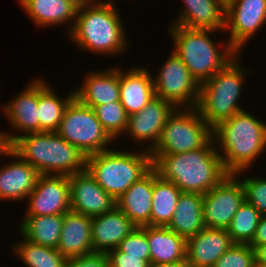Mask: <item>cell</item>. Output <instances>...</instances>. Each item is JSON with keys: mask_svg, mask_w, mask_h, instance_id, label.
<instances>
[{"mask_svg": "<svg viewBox=\"0 0 266 267\" xmlns=\"http://www.w3.org/2000/svg\"><path fill=\"white\" fill-rule=\"evenodd\" d=\"M10 149L41 175L71 176L86 169V155L56 132L20 135Z\"/></svg>", "mask_w": 266, "mask_h": 267, "instance_id": "277c9868", "label": "cell"}, {"mask_svg": "<svg viewBox=\"0 0 266 267\" xmlns=\"http://www.w3.org/2000/svg\"><path fill=\"white\" fill-rule=\"evenodd\" d=\"M168 30L174 40L172 51L183 61L199 84L211 79L238 54L228 42L219 49L210 38L217 32L215 30L178 25L170 26Z\"/></svg>", "mask_w": 266, "mask_h": 267, "instance_id": "5b68a950", "label": "cell"}, {"mask_svg": "<svg viewBox=\"0 0 266 267\" xmlns=\"http://www.w3.org/2000/svg\"><path fill=\"white\" fill-rule=\"evenodd\" d=\"M176 107L159 97L153 98L138 113L128 116L127 133L134 142L147 143L145 150L150 151L158 142L168 116ZM148 148V149H147Z\"/></svg>", "mask_w": 266, "mask_h": 267, "instance_id": "9a60e30c", "label": "cell"}, {"mask_svg": "<svg viewBox=\"0 0 266 267\" xmlns=\"http://www.w3.org/2000/svg\"><path fill=\"white\" fill-rule=\"evenodd\" d=\"M155 76L153 85L156 97L178 108L197 107L200 84L173 51Z\"/></svg>", "mask_w": 266, "mask_h": 267, "instance_id": "30bf717a", "label": "cell"}, {"mask_svg": "<svg viewBox=\"0 0 266 267\" xmlns=\"http://www.w3.org/2000/svg\"><path fill=\"white\" fill-rule=\"evenodd\" d=\"M92 217L69 210L63 214V227L57 250L67 259L93 252Z\"/></svg>", "mask_w": 266, "mask_h": 267, "instance_id": "cb8c5ba5", "label": "cell"}, {"mask_svg": "<svg viewBox=\"0 0 266 267\" xmlns=\"http://www.w3.org/2000/svg\"><path fill=\"white\" fill-rule=\"evenodd\" d=\"M263 244H266V215H263L258 222L255 236L249 245L254 249Z\"/></svg>", "mask_w": 266, "mask_h": 267, "instance_id": "f35d334b", "label": "cell"}, {"mask_svg": "<svg viewBox=\"0 0 266 267\" xmlns=\"http://www.w3.org/2000/svg\"><path fill=\"white\" fill-rule=\"evenodd\" d=\"M238 174H229L203 195L204 224L207 228L227 229L245 201Z\"/></svg>", "mask_w": 266, "mask_h": 267, "instance_id": "8fae6325", "label": "cell"}, {"mask_svg": "<svg viewBox=\"0 0 266 267\" xmlns=\"http://www.w3.org/2000/svg\"><path fill=\"white\" fill-rule=\"evenodd\" d=\"M86 78V79H85ZM81 87L74 89L75 98L83 105H97L120 101L119 67L94 71L84 77Z\"/></svg>", "mask_w": 266, "mask_h": 267, "instance_id": "603a6c76", "label": "cell"}, {"mask_svg": "<svg viewBox=\"0 0 266 267\" xmlns=\"http://www.w3.org/2000/svg\"><path fill=\"white\" fill-rule=\"evenodd\" d=\"M109 259L106 253L92 252L68 259L66 267H108Z\"/></svg>", "mask_w": 266, "mask_h": 267, "instance_id": "74e56055", "label": "cell"}, {"mask_svg": "<svg viewBox=\"0 0 266 267\" xmlns=\"http://www.w3.org/2000/svg\"><path fill=\"white\" fill-rule=\"evenodd\" d=\"M13 246L14 254L28 267H66L68 259L57 248L35 244L22 236Z\"/></svg>", "mask_w": 266, "mask_h": 267, "instance_id": "4dcf8cb0", "label": "cell"}, {"mask_svg": "<svg viewBox=\"0 0 266 267\" xmlns=\"http://www.w3.org/2000/svg\"><path fill=\"white\" fill-rule=\"evenodd\" d=\"M261 217L262 215L250 203L244 201L227 228L233 243L250 244Z\"/></svg>", "mask_w": 266, "mask_h": 267, "instance_id": "1f68e13d", "label": "cell"}, {"mask_svg": "<svg viewBox=\"0 0 266 267\" xmlns=\"http://www.w3.org/2000/svg\"><path fill=\"white\" fill-rule=\"evenodd\" d=\"M181 193L174 183L162 179L154 169L151 226H168Z\"/></svg>", "mask_w": 266, "mask_h": 267, "instance_id": "f546056e", "label": "cell"}, {"mask_svg": "<svg viewBox=\"0 0 266 267\" xmlns=\"http://www.w3.org/2000/svg\"><path fill=\"white\" fill-rule=\"evenodd\" d=\"M47 81L38 78L39 132H56L69 103L75 98L74 91L65 98L57 96Z\"/></svg>", "mask_w": 266, "mask_h": 267, "instance_id": "83f0119b", "label": "cell"}, {"mask_svg": "<svg viewBox=\"0 0 266 267\" xmlns=\"http://www.w3.org/2000/svg\"><path fill=\"white\" fill-rule=\"evenodd\" d=\"M239 55L237 54L211 79L200 84L196 108L212 129L244 110L238 105V99L242 93L247 67L241 66Z\"/></svg>", "mask_w": 266, "mask_h": 267, "instance_id": "52a82bcc", "label": "cell"}, {"mask_svg": "<svg viewBox=\"0 0 266 267\" xmlns=\"http://www.w3.org/2000/svg\"><path fill=\"white\" fill-rule=\"evenodd\" d=\"M151 168V154L145 149L140 152L108 149L86 157L88 172L116 201Z\"/></svg>", "mask_w": 266, "mask_h": 267, "instance_id": "8992f818", "label": "cell"}, {"mask_svg": "<svg viewBox=\"0 0 266 267\" xmlns=\"http://www.w3.org/2000/svg\"><path fill=\"white\" fill-rule=\"evenodd\" d=\"M186 240L205 228L203 214V195L182 192L172 220L167 226Z\"/></svg>", "mask_w": 266, "mask_h": 267, "instance_id": "4316f807", "label": "cell"}, {"mask_svg": "<svg viewBox=\"0 0 266 267\" xmlns=\"http://www.w3.org/2000/svg\"><path fill=\"white\" fill-rule=\"evenodd\" d=\"M10 148V145L8 144L5 132L0 131V157L3 156V154Z\"/></svg>", "mask_w": 266, "mask_h": 267, "instance_id": "60d3db41", "label": "cell"}, {"mask_svg": "<svg viewBox=\"0 0 266 267\" xmlns=\"http://www.w3.org/2000/svg\"><path fill=\"white\" fill-rule=\"evenodd\" d=\"M212 128L196 107H176L168 116L151 155H173L204 147L212 139Z\"/></svg>", "mask_w": 266, "mask_h": 267, "instance_id": "ba28073f", "label": "cell"}, {"mask_svg": "<svg viewBox=\"0 0 266 267\" xmlns=\"http://www.w3.org/2000/svg\"><path fill=\"white\" fill-rule=\"evenodd\" d=\"M233 244L227 229L205 227L186 240V261L192 267H213Z\"/></svg>", "mask_w": 266, "mask_h": 267, "instance_id": "e0dca14e", "label": "cell"}, {"mask_svg": "<svg viewBox=\"0 0 266 267\" xmlns=\"http://www.w3.org/2000/svg\"><path fill=\"white\" fill-rule=\"evenodd\" d=\"M119 69L120 101L128 116L138 113L156 97L153 77L145 67ZM152 76V77H151Z\"/></svg>", "mask_w": 266, "mask_h": 267, "instance_id": "44dd1931", "label": "cell"}, {"mask_svg": "<svg viewBox=\"0 0 266 267\" xmlns=\"http://www.w3.org/2000/svg\"><path fill=\"white\" fill-rule=\"evenodd\" d=\"M256 118L243 110L212 129L216 150L229 174L240 176L266 151V122Z\"/></svg>", "mask_w": 266, "mask_h": 267, "instance_id": "7a4b0ae2", "label": "cell"}, {"mask_svg": "<svg viewBox=\"0 0 266 267\" xmlns=\"http://www.w3.org/2000/svg\"><path fill=\"white\" fill-rule=\"evenodd\" d=\"M109 265L112 267H151L142 256H133L127 253L112 249L107 253Z\"/></svg>", "mask_w": 266, "mask_h": 267, "instance_id": "8d00e7d4", "label": "cell"}, {"mask_svg": "<svg viewBox=\"0 0 266 267\" xmlns=\"http://www.w3.org/2000/svg\"><path fill=\"white\" fill-rule=\"evenodd\" d=\"M240 181L244 188L245 201L262 216L266 215V178L248 176Z\"/></svg>", "mask_w": 266, "mask_h": 267, "instance_id": "d590c367", "label": "cell"}, {"mask_svg": "<svg viewBox=\"0 0 266 267\" xmlns=\"http://www.w3.org/2000/svg\"><path fill=\"white\" fill-rule=\"evenodd\" d=\"M3 156L12 157V159L14 157L16 160L13 159L14 162L4 164L5 166L0 169V200L17 202V200L27 199L41 174L10 148Z\"/></svg>", "mask_w": 266, "mask_h": 267, "instance_id": "ac0fdd59", "label": "cell"}, {"mask_svg": "<svg viewBox=\"0 0 266 267\" xmlns=\"http://www.w3.org/2000/svg\"><path fill=\"white\" fill-rule=\"evenodd\" d=\"M178 19L169 26H184L194 29L225 30V0H182Z\"/></svg>", "mask_w": 266, "mask_h": 267, "instance_id": "ffe728a7", "label": "cell"}, {"mask_svg": "<svg viewBox=\"0 0 266 267\" xmlns=\"http://www.w3.org/2000/svg\"><path fill=\"white\" fill-rule=\"evenodd\" d=\"M38 79L31 81L19 95L15 96L12 101H8L2 107L3 114L7 117L9 124L15 128L17 135L6 133L5 137L10 145L20 135L39 132L38 120Z\"/></svg>", "mask_w": 266, "mask_h": 267, "instance_id": "2e32d148", "label": "cell"}, {"mask_svg": "<svg viewBox=\"0 0 266 267\" xmlns=\"http://www.w3.org/2000/svg\"><path fill=\"white\" fill-rule=\"evenodd\" d=\"M150 265L176 263L186 259V239L162 226H146Z\"/></svg>", "mask_w": 266, "mask_h": 267, "instance_id": "484cf974", "label": "cell"}, {"mask_svg": "<svg viewBox=\"0 0 266 267\" xmlns=\"http://www.w3.org/2000/svg\"><path fill=\"white\" fill-rule=\"evenodd\" d=\"M56 133L86 157L110 149L108 147L112 140L114 142L97 119L94 110L81 104L76 98L67 106Z\"/></svg>", "mask_w": 266, "mask_h": 267, "instance_id": "9c48e42d", "label": "cell"}, {"mask_svg": "<svg viewBox=\"0 0 266 267\" xmlns=\"http://www.w3.org/2000/svg\"><path fill=\"white\" fill-rule=\"evenodd\" d=\"M69 1L72 2L74 5H76L78 8L95 2V0H69Z\"/></svg>", "mask_w": 266, "mask_h": 267, "instance_id": "7bdbcfd3", "label": "cell"}, {"mask_svg": "<svg viewBox=\"0 0 266 267\" xmlns=\"http://www.w3.org/2000/svg\"><path fill=\"white\" fill-rule=\"evenodd\" d=\"M113 1L96 0L78 8L76 22L69 33L70 40L75 46L95 55L107 54L115 57L124 54L129 40L126 38L122 18Z\"/></svg>", "mask_w": 266, "mask_h": 267, "instance_id": "3957f363", "label": "cell"}, {"mask_svg": "<svg viewBox=\"0 0 266 267\" xmlns=\"http://www.w3.org/2000/svg\"><path fill=\"white\" fill-rule=\"evenodd\" d=\"M254 252L256 265H266V244L256 246Z\"/></svg>", "mask_w": 266, "mask_h": 267, "instance_id": "ab89813d", "label": "cell"}, {"mask_svg": "<svg viewBox=\"0 0 266 267\" xmlns=\"http://www.w3.org/2000/svg\"><path fill=\"white\" fill-rule=\"evenodd\" d=\"M158 175L182 192L206 194L229 173L212 138L204 147L173 155H151Z\"/></svg>", "mask_w": 266, "mask_h": 267, "instance_id": "6da1fadb", "label": "cell"}, {"mask_svg": "<svg viewBox=\"0 0 266 267\" xmlns=\"http://www.w3.org/2000/svg\"><path fill=\"white\" fill-rule=\"evenodd\" d=\"M213 267H256L254 249L249 244L234 243Z\"/></svg>", "mask_w": 266, "mask_h": 267, "instance_id": "836d02e7", "label": "cell"}, {"mask_svg": "<svg viewBox=\"0 0 266 267\" xmlns=\"http://www.w3.org/2000/svg\"><path fill=\"white\" fill-rule=\"evenodd\" d=\"M136 228L118 207L111 212L92 217L93 252L107 253L116 249L119 243Z\"/></svg>", "mask_w": 266, "mask_h": 267, "instance_id": "d6986e66", "label": "cell"}, {"mask_svg": "<svg viewBox=\"0 0 266 267\" xmlns=\"http://www.w3.org/2000/svg\"><path fill=\"white\" fill-rule=\"evenodd\" d=\"M25 216L63 215L71 210L69 176L40 175L27 196Z\"/></svg>", "mask_w": 266, "mask_h": 267, "instance_id": "4fadbf2b", "label": "cell"}, {"mask_svg": "<svg viewBox=\"0 0 266 267\" xmlns=\"http://www.w3.org/2000/svg\"><path fill=\"white\" fill-rule=\"evenodd\" d=\"M256 267H266V265H256Z\"/></svg>", "mask_w": 266, "mask_h": 267, "instance_id": "ee69618b", "label": "cell"}, {"mask_svg": "<svg viewBox=\"0 0 266 267\" xmlns=\"http://www.w3.org/2000/svg\"><path fill=\"white\" fill-rule=\"evenodd\" d=\"M152 267H190V265L185 259L183 261H179L176 263L161 264V265L152 266Z\"/></svg>", "mask_w": 266, "mask_h": 267, "instance_id": "b9f144b4", "label": "cell"}, {"mask_svg": "<svg viewBox=\"0 0 266 267\" xmlns=\"http://www.w3.org/2000/svg\"><path fill=\"white\" fill-rule=\"evenodd\" d=\"M21 235L35 244L57 248L63 227V215L24 216Z\"/></svg>", "mask_w": 266, "mask_h": 267, "instance_id": "f1b7e54d", "label": "cell"}, {"mask_svg": "<svg viewBox=\"0 0 266 267\" xmlns=\"http://www.w3.org/2000/svg\"><path fill=\"white\" fill-rule=\"evenodd\" d=\"M266 23V0H226L225 31L227 42L241 53L246 42Z\"/></svg>", "mask_w": 266, "mask_h": 267, "instance_id": "7c38bea8", "label": "cell"}, {"mask_svg": "<svg viewBox=\"0 0 266 267\" xmlns=\"http://www.w3.org/2000/svg\"><path fill=\"white\" fill-rule=\"evenodd\" d=\"M18 3L40 28L72 21L73 24L70 23L71 25L68 26L69 35L76 22L78 7L69 0H18Z\"/></svg>", "mask_w": 266, "mask_h": 267, "instance_id": "d4e9b609", "label": "cell"}, {"mask_svg": "<svg viewBox=\"0 0 266 267\" xmlns=\"http://www.w3.org/2000/svg\"><path fill=\"white\" fill-rule=\"evenodd\" d=\"M118 251L133 256H142L150 264V248L146 237V226L137 227L117 246Z\"/></svg>", "mask_w": 266, "mask_h": 267, "instance_id": "e575fe53", "label": "cell"}, {"mask_svg": "<svg viewBox=\"0 0 266 267\" xmlns=\"http://www.w3.org/2000/svg\"><path fill=\"white\" fill-rule=\"evenodd\" d=\"M92 109L103 128L114 140H117L122 134L126 133L128 114L121 104V101L97 105Z\"/></svg>", "mask_w": 266, "mask_h": 267, "instance_id": "d6a6232c", "label": "cell"}, {"mask_svg": "<svg viewBox=\"0 0 266 267\" xmlns=\"http://www.w3.org/2000/svg\"><path fill=\"white\" fill-rule=\"evenodd\" d=\"M154 168L136 181L116 201L117 207L136 227L151 226Z\"/></svg>", "mask_w": 266, "mask_h": 267, "instance_id": "7402d4cb", "label": "cell"}, {"mask_svg": "<svg viewBox=\"0 0 266 267\" xmlns=\"http://www.w3.org/2000/svg\"><path fill=\"white\" fill-rule=\"evenodd\" d=\"M71 210L94 217L111 212L117 207L116 200L103 190L85 169L69 176Z\"/></svg>", "mask_w": 266, "mask_h": 267, "instance_id": "5bb4252c", "label": "cell"}]
</instances>
